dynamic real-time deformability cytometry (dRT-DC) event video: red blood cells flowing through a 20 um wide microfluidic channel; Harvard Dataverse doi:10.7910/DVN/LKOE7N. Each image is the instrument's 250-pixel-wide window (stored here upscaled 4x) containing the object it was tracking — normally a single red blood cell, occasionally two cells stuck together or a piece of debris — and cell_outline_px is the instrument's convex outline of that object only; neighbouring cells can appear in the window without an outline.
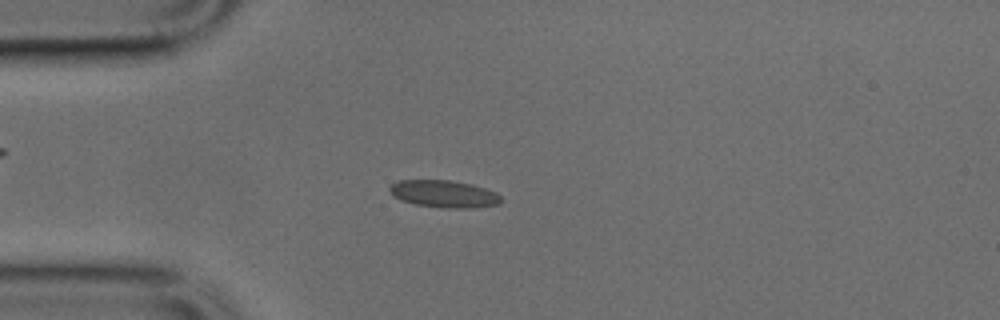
{"species": "common noctule bat (a hibernating species)", "species_latin": "Nyctalus noctula", "temperature_condition": "cold", "stored_images_in_passage": 48, "camera_frame_rate_fps": 3000, "um_per_image_px": 0.085, "animal": {"sex": "male", "body_mass_g": 17.9, "forearm_length_mm": 54.2}, "frame": {"image": 1, "passage_image": 12, "time_ms": 3.667, "image_size_px": [1000, 320], "cell_outline_px": [[500, 204], [472, 208], [440, 208], [416, 204], [400, 200], [392, 196], [388, 188], [392, 184], [400, 180], [448, 180], [472, 184], [496, 192], [500, 196]], "centroid_in_image_um": [37.71, 16.49], "position_along_channel_um": 47.3, "area_um2": 17.74}}
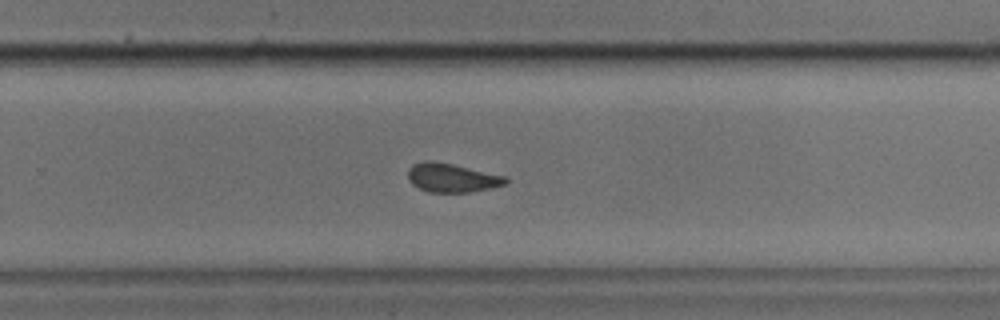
{"frame": {"image": 2, "passage_image": 31, "time_ms": 10.0, "image_size_px": [1000, 320], "cell_outline_px": [[508, 180], [504, 184], [488, 188], [468, 192], [428, 192], [412, 184], [408, 180], [408, 168], [412, 164], [424, 160], [432, 160], [452, 164], [508, 176]], "centroid_in_image_um": [38.37, 15.09], "position_along_channel_um": 291.4, "area_um2": 16.42}}
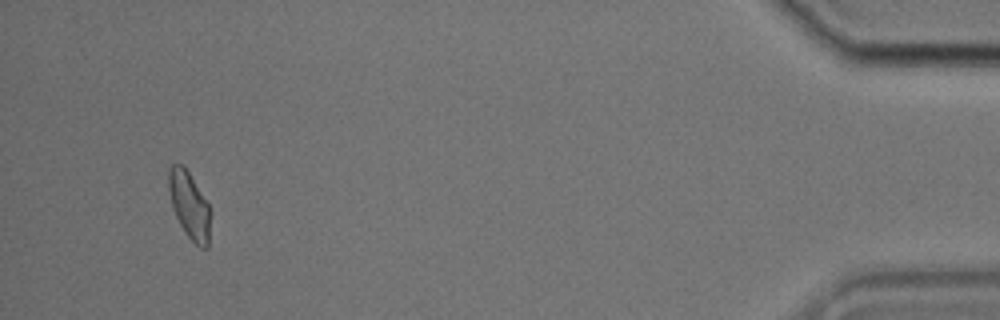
{"frame": {"image": 3, "passage_image": 46, "time_ms": 15.0, "image_size_px": [1000, 320], "cell_outline_px": [[208, 248], [200, 248], [188, 236], [180, 224], [172, 208], [168, 188], [168, 168], [172, 164], [184, 164], [208, 204]], "centroid_in_image_um": [16.04, 17.38], "position_along_channel_um": 419.2, "area_um2": 15.9}}